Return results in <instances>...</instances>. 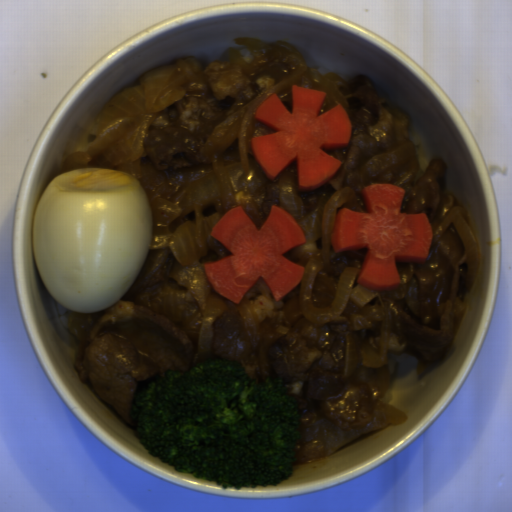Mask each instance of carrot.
I'll use <instances>...</instances> for the list:
<instances>
[{
  "instance_id": "b8716197",
  "label": "carrot",
  "mask_w": 512,
  "mask_h": 512,
  "mask_svg": "<svg viewBox=\"0 0 512 512\" xmlns=\"http://www.w3.org/2000/svg\"><path fill=\"white\" fill-rule=\"evenodd\" d=\"M326 92L292 86V113L276 93L254 112V119L275 132L250 139L253 157L268 179L275 180L296 161L297 190L323 186L342 165L325 150L346 147L351 121L341 104L319 115Z\"/></svg>"
},
{
  "instance_id": "cead05ca",
  "label": "carrot",
  "mask_w": 512,
  "mask_h": 512,
  "mask_svg": "<svg viewBox=\"0 0 512 512\" xmlns=\"http://www.w3.org/2000/svg\"><path fill=\"white\" fill-rule=\"evenodd\" d=\"M209 235L232 255L205 262V275L213 290L232 303L238 305L258 278L264 279L273 300H280L305 275V267L284 256L307 242L302 227L287 209L273 204L257 228L237 205L219 219Z\"/></svg>"
},
{
  "instance_id": "1c9b5961",
  "label": "carrot",
  "mask_w": 512,
  "mask_h": 512,
  "mask_svg": "<svg viewBox=\"0 0 512 512\" xmlns=\"http://www.w3.org/2000/svg\"><path fill=\"white\" fill-rule=\"evenodd\" d=\"M404 193L393 183H372L362 188L367 212H337L333 252L366 249L356 284L368 290L394 292L397 262L424 263L431 248L432 224L427 214L401 212Z\"/></svg>"
}]
</instances>
